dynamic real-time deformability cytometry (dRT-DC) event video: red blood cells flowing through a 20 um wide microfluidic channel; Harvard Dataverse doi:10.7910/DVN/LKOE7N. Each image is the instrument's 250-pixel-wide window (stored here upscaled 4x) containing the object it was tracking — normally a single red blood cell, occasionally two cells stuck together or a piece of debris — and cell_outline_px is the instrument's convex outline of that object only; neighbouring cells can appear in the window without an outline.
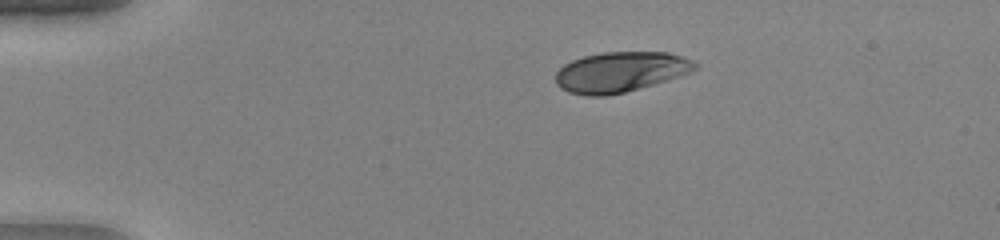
{"species": "human", "species_latin": "Homo sapiens", "temperature_condition": "warm", "stored_images_in_passage": 40, "camera_frame_rate_fps": 3000, "um_per_image_px": 0.085, "donor": {"sex": "female"}, "frame": {"image": 1, "passage_image": 1, "time_ms": 0.0, "image_size_px": [1000, 240], "cell_outline_px": [[700, 64], [696, 68], [688, 72], [668, 80], [624, 92], [608, 96], [588, 96], [568, 92], [560, 88], [556, 84], [556, 72], [564, 64], [572, 60], [584, 56], [604, 52], [668, 52], [684, 56]], "centroid_in_image_um": [52.73, 6.11], "position_along_channel_um": 32.3, "area_um2": 32.71}}
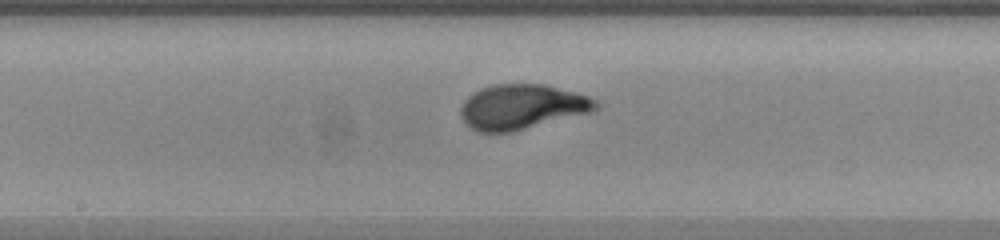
{"frame": {"image": 2, "passage_image": 18, "time_ms": 5.667, "image_size_px": [1000, 240], "cell_outline_px": [[600, 108], [592, 112], [512, 132], [476, 132], [460, 116], [460, 108], [464, 100], [468, 96], [480, 88], [492, 84], [544, 84], [576, 92], [588, 96], [596, 100], [600, 104]], "centroid_in_image_um": [44.38, 9.08], "position_along_channel_um": 203.8, "area_um2": 35.6}}
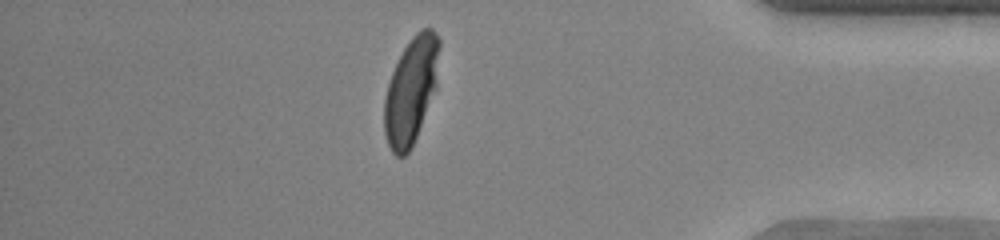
{"frame": {"image": 3, "passage_image": 34, "time_ms": 11.0, "image_size_px": [1000, 240], "cell_outline_px": [[440, 48], [436, 88], [412, 148], [404, 156], [396, 156], [392, 152], [388, 144], [384, 132], [384, 100], [388, 84], [392, 72], [404, 48], [412, 36], [416, 32], [424, 28], [432, 28], [436, 32], [440, 40]], "centroid_in_image_um": [34.95, 7.69], "position_along_channel_um": 400.3, "area_um2": 34.16}, "authors_computed_cell_mechanics": {"area_um2": 34.2465, "velocity_mm_per_s": 4.2251, "shape_relaxation_time_tau1_ms": 3.2997, "shape_relaxation_time_tau2_ms": null, "deformation_change_tau1": 0.2354, "deformation_change_tau2": null}}